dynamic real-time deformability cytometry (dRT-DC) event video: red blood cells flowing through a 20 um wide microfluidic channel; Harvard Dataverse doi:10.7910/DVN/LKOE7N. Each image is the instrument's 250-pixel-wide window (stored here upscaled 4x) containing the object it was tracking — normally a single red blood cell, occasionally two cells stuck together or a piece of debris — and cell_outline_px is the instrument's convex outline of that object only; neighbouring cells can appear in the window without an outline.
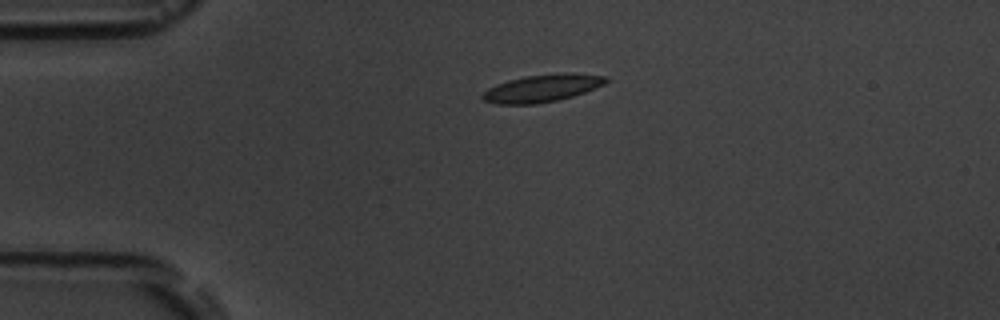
{"species": "common noctule bat (a hibernating species)", "species_latin": "Nyctalus noctula", "temperature_condition": "room temperature", "stored_images_in_passage": 3, "camera_frame_rate_fps": 3000, "um_per_image_px": 0.085, "animal": {"sex": "male", "body_mass_g": 19.5, "forearm_length_mm": 54.6}, "frame": {"image": 1, "passage_image": 1, "time_ms": 0.0, "image_size_px": [1000, 320], "cell_outline_px": [[608, 80], [604, 84], [584, 92], [560, 100], [536, 104], [496, 104], [484, 100], [480, 96], [488, 88], [496, 84], [508, 80], [528, 76], [556, 72], [572, 72], [608, 76]], "centroid_in_image_um": [46.1, 7.48], "position_along_channel_um": 38.9, "area_um2": 19.94}}
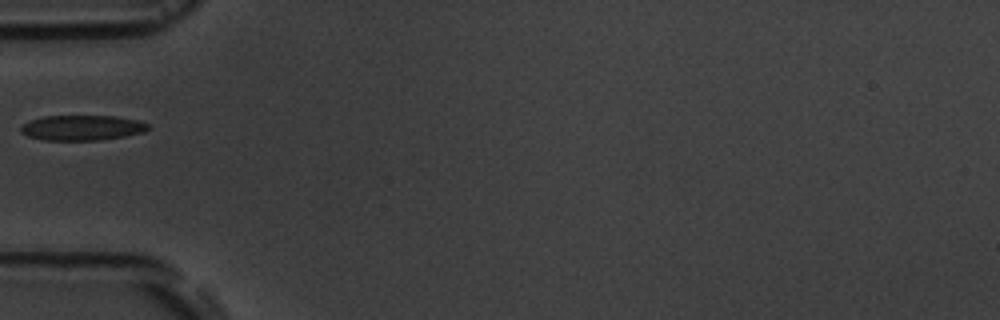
{"frame": {"image": 2, "passage_image": 3, "time_ms": 2.0, "image_size_px": [1000, 320], "cell_outline_px": [[152, 128], [144, 132], [124, 136], [100, 140], [44, 140], [28, 136], [20, 132], [20, 128], [24, 124], [32, 120], [44, 116], [116, 116], [140, 120], [148, 124]], "centroid_in_image_um": [7.03, 10.86], "position_along_channel_um": 78.0, "area_um2": 18.73}}